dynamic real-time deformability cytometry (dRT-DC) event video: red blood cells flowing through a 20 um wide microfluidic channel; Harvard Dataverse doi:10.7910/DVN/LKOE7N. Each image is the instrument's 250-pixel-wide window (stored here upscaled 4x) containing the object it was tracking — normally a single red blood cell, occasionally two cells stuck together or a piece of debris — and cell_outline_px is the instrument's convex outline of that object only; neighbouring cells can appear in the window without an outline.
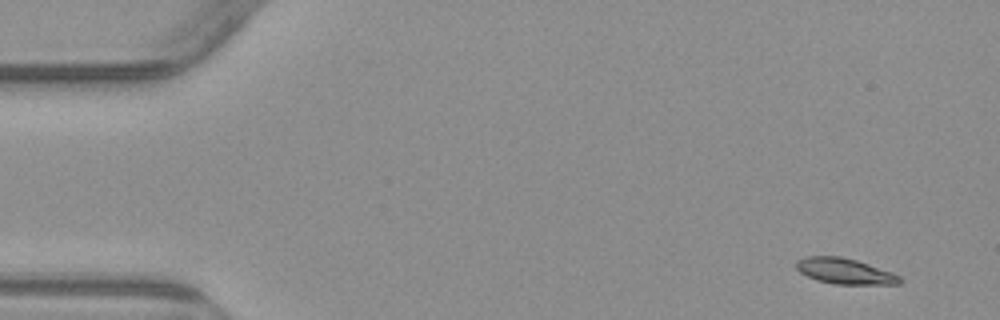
{"species": "common noctule bat (a hibernating species)", "species_latin": "Nyctalus noctula", "temperature_condition": "warm", "stored_images_in_passage": 5, "camera_frame_rate_fps": 3000, "um_per_image_px": 0.085, "animal": {"sex": "male", "body_mass_g": 23.1, "forearm_length_mm": 52.7}, "frame": {"image": 1, "passage_image": 1, "time_ms": 0.0, "image_size_px": [1000, 320], "cell_outline_px": [[900, 284], [836, 284], [816, 280], [800, 272], [796, 268], [796, 260], [804, 256], [840, 256], [856, 260], [892, 272], [900, 276]], "centroid_in_image_um": [71.77, 23.04], "position_along_channel_um": 13.2, "area_um2": 15.43}}
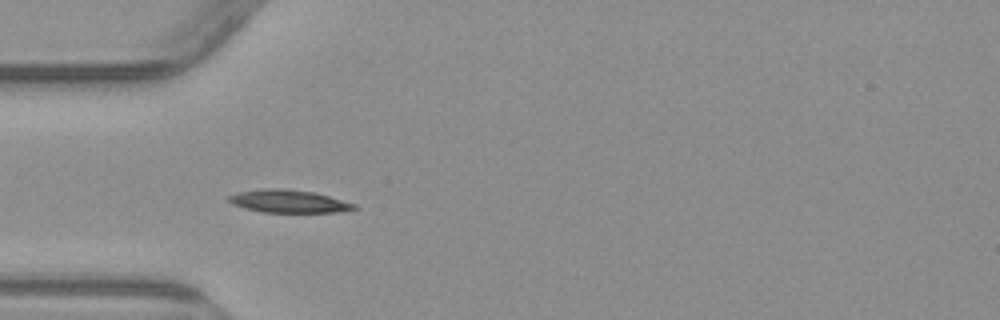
{"frame": {"image": 2, "passage_image": 4, "time_ms": 4.333, "image_size_px": [1000, 320], "cell_outline_px": [[360, 208], [336, 212], [264, 212], [244, 208], [232, 204], [228, 200], [228, 196], [240, 192], [264, 188], [284, 188], [312, 192], [328, 196], [356, 204]], "centroid_in_image_um": [24.54, 17.11], "position_along_channel_um": 60.5, "area_um2": 16.53}}
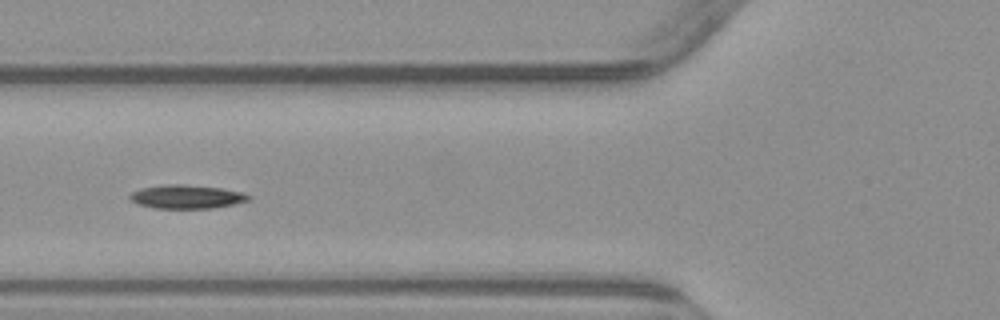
{"frame": {"image": 3, "passage_image": 5, "time_ms": 5.667, "image_size_px": [1000, 320], "cell_outline_px": [[252, 200], [212, 208], [152, 208], [136, 204], [128, 196], [132, 192], [140, 188], [164, 184], [184, 184], [220, 188], [244, 192], [252, 196]], "centroid_in_image_um": [15.87, 16.72], "position_along_channel_um": 109.9, "area_um2": 16.53}}